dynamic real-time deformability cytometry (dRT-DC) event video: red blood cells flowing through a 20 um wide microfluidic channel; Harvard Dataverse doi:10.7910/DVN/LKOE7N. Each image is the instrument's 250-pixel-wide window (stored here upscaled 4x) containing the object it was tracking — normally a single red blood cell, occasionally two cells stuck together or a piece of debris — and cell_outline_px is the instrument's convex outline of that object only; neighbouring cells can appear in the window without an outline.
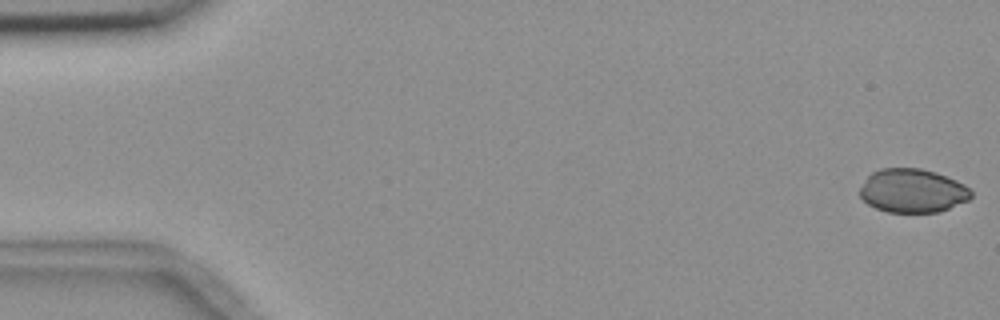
{"species": "common noctule bat (a hibernating species)", "species_latin": "Nyctalus noctula", "temperature_condition": "room temperature", "stored_images_in_passage": 6, "camera_frame_rate_fps": 3000, "um_per_image_px": 0.085, "animal": {"sex": "female", "body_mass_g": 18.4}, "frame": {"image": 1, "passage_image": 1, "time_ms": 0.0, "image_size_px": [1000, 320], "cell_outline_px": [[972, 196], [968, 200], [940, 212], [888, 212], [876, 208], [868, 204], [860, 196], [860, 188], [868, 176], [872, 172], [880, 168], [920, 168], [936, 172], [956, 180], [964, 184], [972, 192]], "centroid_in_image_um": [77.57, 16.21], "position_along_channel_um": 7.4, "area_um2": 28.32}}
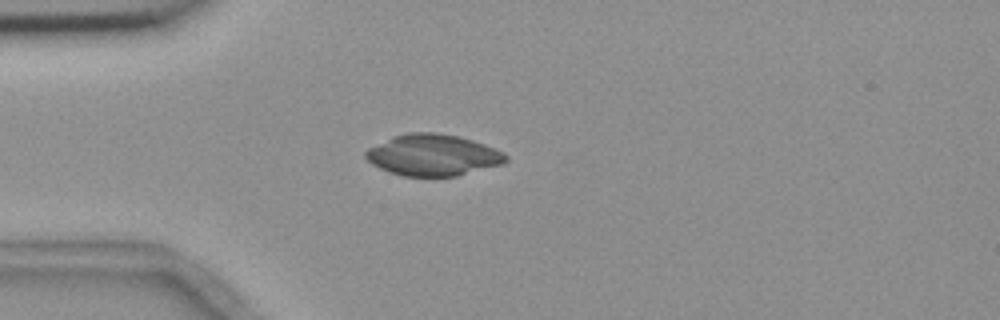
{"frame": {"image": 2, "passage_image": 5, "time_ms": 4.667, "image_size_px": [1000, 320], "cell_outline_px": [[508, 160], [504, 164], [456, 176], [404, 176], [388, 172], [372, 164], [364, 156], [364, 152], [368, 148], [392, 136], [408, 132], [436, 132], [456, 136], [472, 140], [484, 144], [504, 152], [508, 156]], "centroid_in_image_um": [36.8, 13.18], "position_along_channel_um": 48.2, "area_um2": 33.93}}